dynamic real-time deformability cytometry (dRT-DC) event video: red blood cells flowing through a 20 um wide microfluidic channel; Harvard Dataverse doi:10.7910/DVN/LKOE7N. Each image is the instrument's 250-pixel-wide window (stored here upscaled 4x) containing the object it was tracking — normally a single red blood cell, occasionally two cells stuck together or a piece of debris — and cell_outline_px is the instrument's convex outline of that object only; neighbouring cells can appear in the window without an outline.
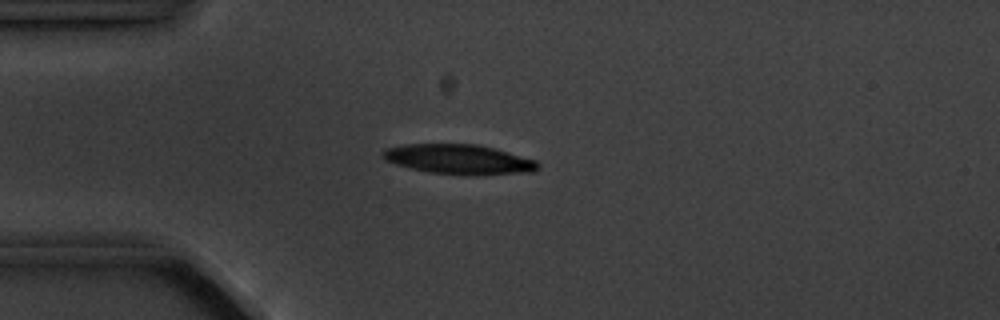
{"species": "common noctule bat (a hibernating species)", "species_latin": "Nyctalus noctula", "temperature_condition": "cold", "stored_images_in_passage": 4, "camera_frame_rate_fps": 3000, "um_per_image_px": 0.085, "animal": {"sex": "male", "body_mass_g": 20.1, "forearm_length_mm": 53.5}, "frame": {"image": 1, "passage_image": 4, "time_ms": 3.333, "image_size_px": [1000, 320], "cell_outline_px": [[540, 168], [536, 172], [432, 172], [412, 168], [396, 164], [380, 156], [380, 152], [384, 148], [404, 144], [476, 144], [492, 148], [536, 160], [540, 164]], "centroid_in_image_um": [38.93, 13.48], "position_along_channel_um": 46.1, "area_um2": 25.55}}